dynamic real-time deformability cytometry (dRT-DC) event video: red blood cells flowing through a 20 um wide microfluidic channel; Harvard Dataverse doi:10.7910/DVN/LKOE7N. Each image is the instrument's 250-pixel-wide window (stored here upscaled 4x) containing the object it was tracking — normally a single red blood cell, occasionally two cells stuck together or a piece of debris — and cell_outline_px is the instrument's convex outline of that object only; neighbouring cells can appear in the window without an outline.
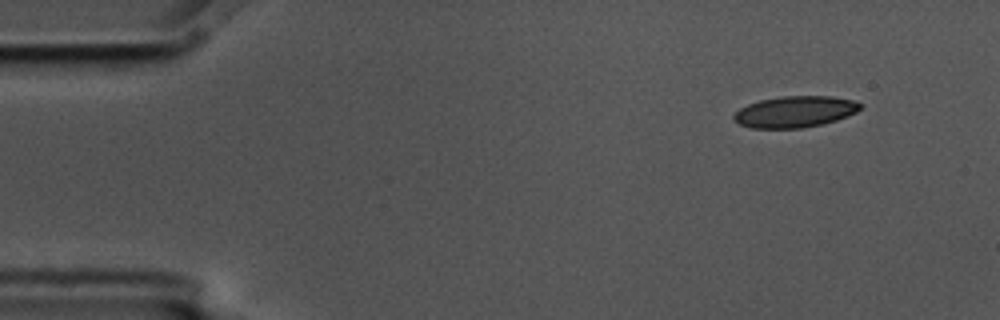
{"species": "common noctule bat (a hibernating species)", "species_latin": "Nyctalus noctula", "temperature_condition": "cold", "stored_images_in_passage": 5, "camera_frame_rate_fps": 3000, "um_per_image_px": 0.085, "animal": {"sex": "male", "body_mass_g": 17.5, "forearm_length_mm": 52.3}, "frame": {"image": 1, "passage_image": 1, "time_ms": 0.0, "image_size_px": [1000, 320], "cell_outline_px": [[860, 108], [856, 112], [848, 116], [824, 124], [800, 128], [752, 128], [740, 124], [732, 116], [740, 108], [748, 104], [760, 100], [780, 96], [832, 96], [852, 100], [860, 104]], "centroid_in_image_um": [67.57, 9.49], "position_along_channel_um": 17.4, "area_um2": 22.95}}
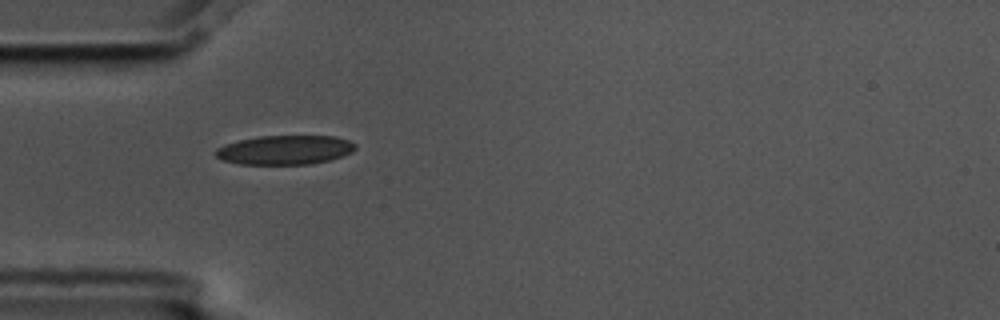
{"frame": {"image": 2, "passage_image": 4, "time_ms": 1.0, "image_size_px": [1000, 320], "cell_outline_px": [[356, 148], [352, 152], [344, 156], [312, 164], [240, 164], [224, 160], [216, 156], [212, 152], [216, 148], [224, 144], [240, 140], [260, 136], [336, 136], [348, 140], [356, 144]], "centroid_in_image_um": [24.22, 12.74], "position_along_channel_um": 60.8, "area_um2": 23.87}}